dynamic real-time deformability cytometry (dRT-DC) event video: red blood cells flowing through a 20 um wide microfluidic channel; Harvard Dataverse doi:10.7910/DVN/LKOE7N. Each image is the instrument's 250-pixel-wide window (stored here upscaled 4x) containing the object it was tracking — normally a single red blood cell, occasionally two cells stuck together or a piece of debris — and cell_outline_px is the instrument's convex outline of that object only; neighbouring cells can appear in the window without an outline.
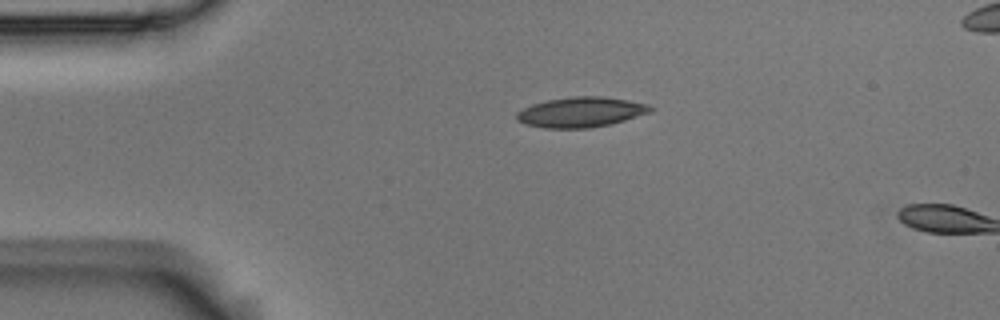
{"species": "Egyptian fruit bat (a non-hibernating species)", "species_latin": "Rousettus aegyptiacus", "temperature_condition": "room temperature", "stored_images_in_passage": 2, "camera_frame_rate_fps": 3000, "um_per_image_px": 0.085, "animal": {"sex": "male"}, "frame": {"image": 1, "passage_image": 1, "time_ms": 0.0, "image_size_px": [1000, 320], "cell_outline_px": [[656, 108], [652, 112], [624, 120], [608, 124], [588, 128], [544, 128], [524, 124], [516, 120], [516, 112], [532, 104], [548, 100], [572, 96], [600, 96], [628, 100], [648, 104]], "centroid_in_image_um": [49.38, 9.53], "position_along_channel_um": 35.6, "area_um2": 23.52}}